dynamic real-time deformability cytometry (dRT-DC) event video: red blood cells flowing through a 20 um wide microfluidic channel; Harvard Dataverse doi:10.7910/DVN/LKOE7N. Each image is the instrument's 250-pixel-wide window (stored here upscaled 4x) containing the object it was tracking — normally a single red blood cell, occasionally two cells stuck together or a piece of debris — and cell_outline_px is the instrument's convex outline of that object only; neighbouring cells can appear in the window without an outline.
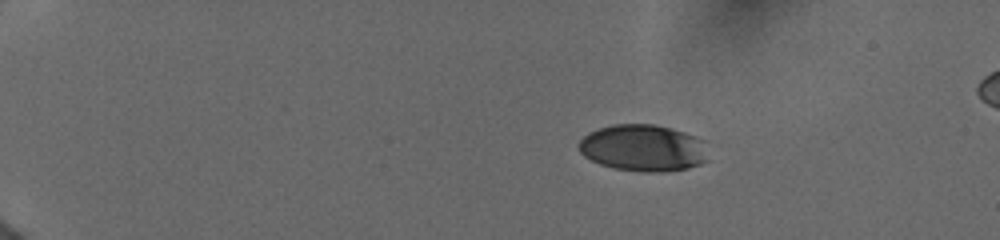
{"species": "human", "species_latin": "Homo sapiens", "temperature_condition": "cold", "stored_images_in_passage": 46, "camera_frame_rate_fps": 3000, "um_per_image_px": 0.085, "donor": {"sex": "female"}, "frame": {"image": 1, "passage_image": 1, "time_ms": 0.0, "image_size_px": [1000, 240], "cell_outline_px": [[708, 160], [700, 164], [688, 168], [660, 172], [640, 172], [612, 168], [600, 164], [584, 156], [580, 152], [580, 140], [588, 132], [612, 124], [656, 124], [672, 128], [696, 136], [704, 140]], "centroid_in_image_um": [54.69, 12.57], "position_along_channel_um": 30.3, "area_um2": 35.49}}
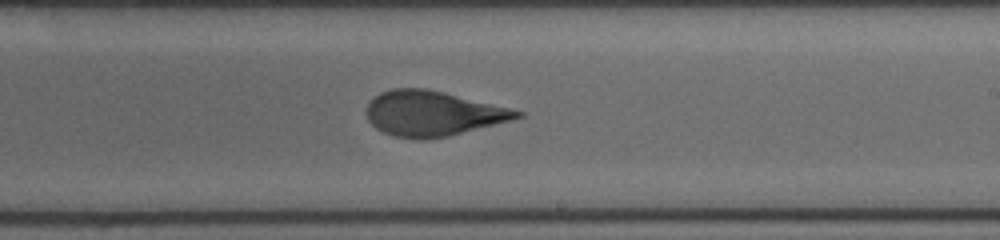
{"frame": {"image": 2, "passage_image": 25, "time_ms": 8.333, "image_size_px": [1000, 240], "cell_outline_px": [[524, 116], [448, 136], [424, 140], [420, 140], [392, 136], [376, 128], [368, 120], [368, 104], [380, 92], [392, 88], [424, 88], [444, 92], [524, 112]], "centroid_in_image_um": [36.74, 9.65], "position_along_channel_um": 252.3, "area_um2": 38.9}}
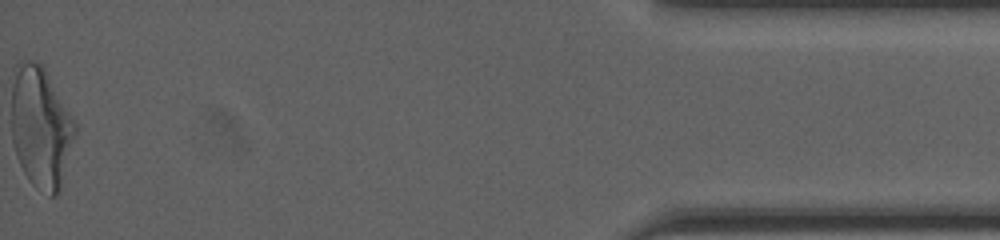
{"frame": {"image": 3, "passage_image": 46, "time_ms": 14.667, "image_size_px": [1000, 240], "cell_outline_px": [[76, 132], [60, 192], [56, 196], [48, 196], [36, 188], [28, 180], [16, 156], [12, 140], [12, 88], [16, 64], [20, 60], [28, 60], [44, 64], [76, 124]], "centroid_in_image_um": [3.47, 10.82], "position_along_channel_um": 431.7, "area_um2": 45.43}, "authors_computed_cell_mechanics": {"area_um2": 39.8242, "velocity_mm_per_s": 3.9699, "shape_relaxation_time_tau1_ms": 4.3545, "shape_relaxation_time_tau2_ms": 0.8811, "deformation_change_tau1": 0.1722, "deformation_change_tau2": 0.081}}